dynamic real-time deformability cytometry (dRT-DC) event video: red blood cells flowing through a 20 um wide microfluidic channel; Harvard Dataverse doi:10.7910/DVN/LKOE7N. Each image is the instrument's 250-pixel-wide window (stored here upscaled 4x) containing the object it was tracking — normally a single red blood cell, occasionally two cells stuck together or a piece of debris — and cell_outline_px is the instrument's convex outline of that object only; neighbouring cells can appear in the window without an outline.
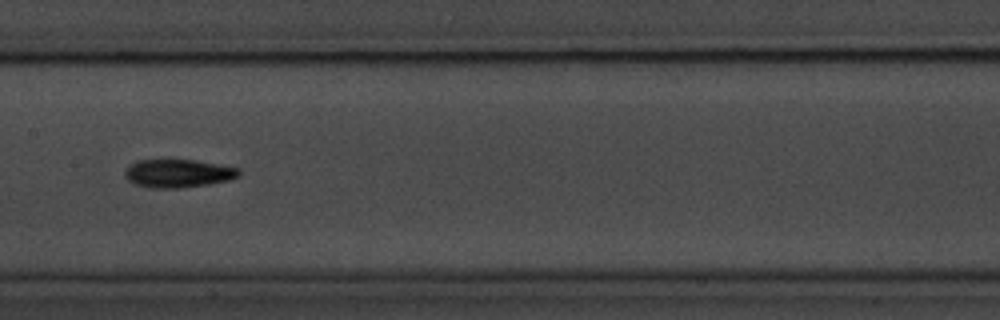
{"species": "common noctule bat (a hibernating species)", "species_latin": "Nyctalus noctula", "temperature_condition": "room temperature", "stored_images_in_passage": 42, "camera_frame_rate_fps": 3000, "um_per_image_px": 0.085, "animal": {"sex": "male", "body_mass_g": 20.1, "forearm_length_mm": 53.5}, "frame": {"image": 1, "passage_image": 13, "time_ms": 4.0, "image_size_px": [1000, 320], "cell_outline_px": [[240, 176], [228, 180], [208, 184], [180, 188], [152, 188], [136, 184], [128, 180], [124, 176], [124, 172], [136, 160], [196, 160], [240, 168]], "centroid_in_image_um": [15.16, 14.74], "position_along_channel_um": 192.2, "area_um2": 18.67}}
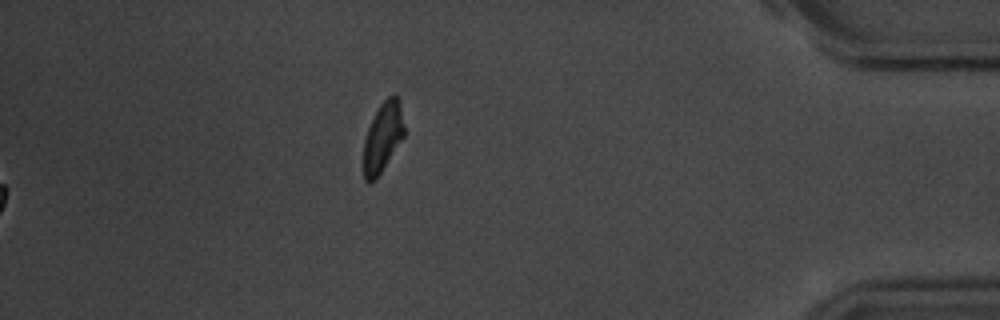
{"frame": {"image": 2, "passage_image": 42, "time_ms": 13.667, "image_size_px": [1000, 320], "cell_outline_px": [[404, 136], [376, 180], [368, 184], [364, 180], [364, 140], [368, 128], [380, 104], [388, 96], [396, 96], [400, 100], [404, 124]], "centroid_in_image_um": [32.54, 11.68], "position_along_channel_um": 402.7, "area_um2": 16.42}, "authors_computed_cell_mechanics": {"area_um2": 17.4267, "velocity_mm_per_s": 3.6576, "shape_relaxation_time_tau1_ms": 3.5592, "shape_relaxation_time_tau2_ms": null, "deformation_change_tau1": 0.1379, "deformation_change_tau2": null}}